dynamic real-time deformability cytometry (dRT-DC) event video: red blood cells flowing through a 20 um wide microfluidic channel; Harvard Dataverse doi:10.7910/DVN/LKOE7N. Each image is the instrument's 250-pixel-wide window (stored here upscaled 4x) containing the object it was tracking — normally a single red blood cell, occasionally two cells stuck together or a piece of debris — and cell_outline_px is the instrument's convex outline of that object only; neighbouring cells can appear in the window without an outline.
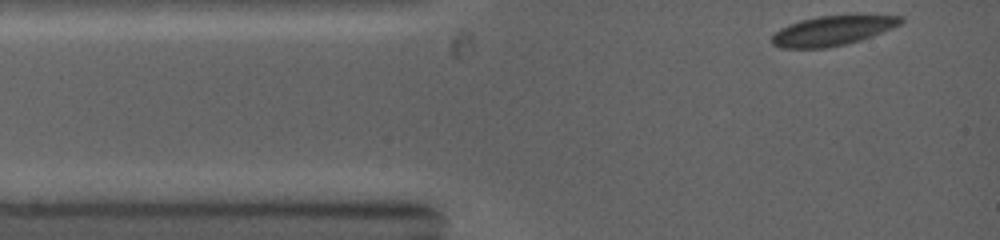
{"species": "common noctule bat (a hibernating species)", "species_latin": "Nyctalus noctula", "temperature_condition": "warm", "stored_images_in_passage": 45, "camera_frame_rate_fps": 5000, "um_per_image_px": 0.085, "animal": {"sex": "female", "body_mass_g": 19.0, "forearm_length_mm": 53.3}, "frame": {"image": 1, "passage_image": 1, "time_ms": 0.0, "image_size_px": [1000, 240], "cell_outline_px": [[904, 20], [900, 24], [892, 28], [872, 36], [860, 40], [844, 44], [824, 48], [780, 48], [772, 44], [772, 36], [780, 28], [788, 24], [800, 20], [820, 16], [904, 16]], "centroid_in_image_um": [70.72, 2.62], "position_along_channel_um": 14.3, "area_um2": 21.91}}
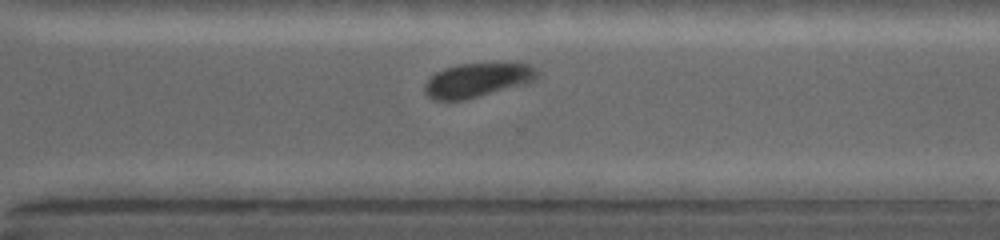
{"frame": {"image": 2, "passage_image": 39, "time_ms": 8.0, "image_size_px": [1000, 240], "cell_outline_px": [[540, 72], [536, 80], [480, 96], [464, 100], [432, 100], [424, 92], [424, 84], [436, 72], [444, 68], [460, 64], [528, 64]], "centroid_in_image_um": [40.53, 6.82], "position_along_channel_um": 330.1, "area_um2": 22.02}}
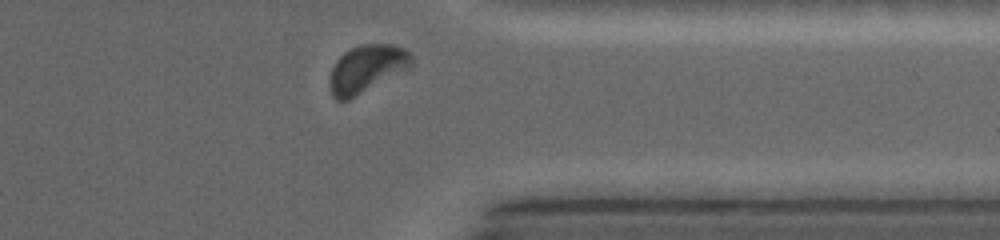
{"frame": {"image": 3, "passage_image": 43, "time_ms": 9.2, "image_size_px": [1000, 240], "cell_outline_px": [[412, 64], [408, 68], [348, 100], [336, 100], [332, 96], [328, 84], [328, 80], [332, 68], [336, 60], [344, 52], [360, 44], [392, 44], [404, 48], [412, 56]], "centroid_in_image_um": [31.12, 5.84], "position_along_channel_um": 380.3, "area_um2": 22.48}}